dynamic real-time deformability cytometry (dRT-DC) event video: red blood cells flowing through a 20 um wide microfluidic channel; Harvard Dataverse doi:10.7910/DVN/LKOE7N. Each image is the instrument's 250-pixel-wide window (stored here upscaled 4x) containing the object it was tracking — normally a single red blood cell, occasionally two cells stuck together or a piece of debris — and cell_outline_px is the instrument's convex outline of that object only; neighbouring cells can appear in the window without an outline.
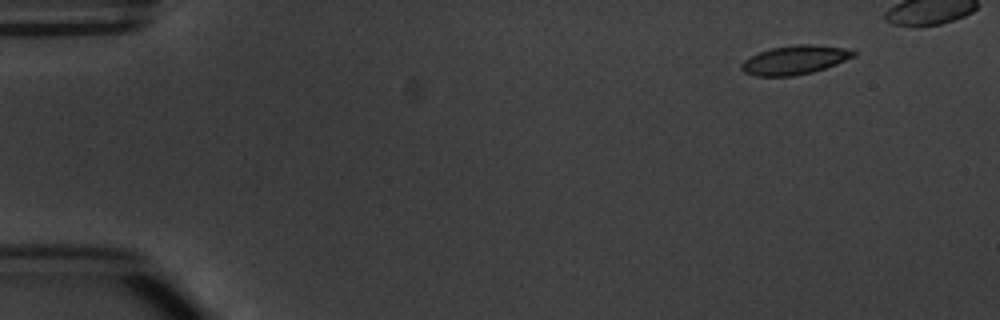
{"species": "common noctule bat (a hibernating species)", "species_latin": "Nyctalus noctula", "temperature_condition": "warm", "stored_images_in_passage": 5, "camera_frame_rate_fps": 3000, "um_per_image_px": 0.085, "animal": {"sex": "male", "body_mass_g": 20.1, "forearm_length_mm": 53.5}, "frame": {"image": 1, "passage_image": 1, "time_ms": 0.0, "image_size_px": [1000, 320], "cell_outline_px": [[856, 56], [836, 64], [812, 72], [792, 76], [756, 76], [744, 72], [740, 68], [740, 64], [744, 60], [760, 52], [772, 48], [796, 44], [812, 44], [844, 48], [856, 52]], "centroid_in_image_um": [67.55, 5.1], "position_along_channel_um": 17.5, "area_um2": 18.73}}